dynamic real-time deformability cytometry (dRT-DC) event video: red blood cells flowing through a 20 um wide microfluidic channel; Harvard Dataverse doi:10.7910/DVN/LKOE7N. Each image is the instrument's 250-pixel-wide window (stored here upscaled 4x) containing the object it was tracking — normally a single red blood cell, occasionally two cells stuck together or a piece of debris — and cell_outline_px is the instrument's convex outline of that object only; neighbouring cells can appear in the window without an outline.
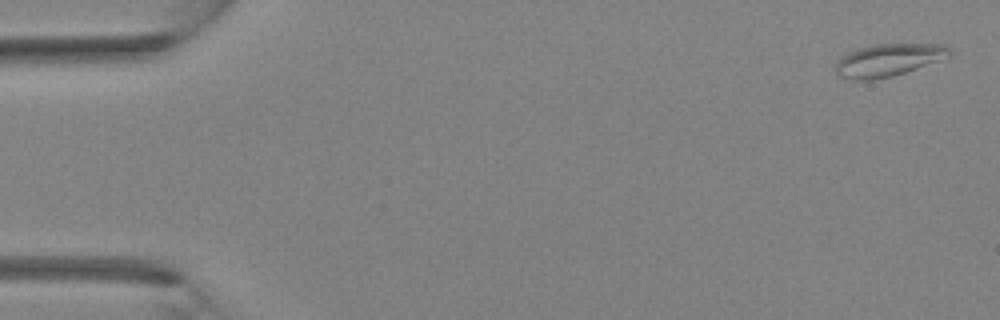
{"species": "Egyptian fruit bat (a non-hibernating species)", "species_latin": "Rousettus aegyptiacus", "temperature_condition": "room temperature", "stored_images_in_passage": 4, "camera_frame_rate_fps": 3000, "um_per_image_px": 0.085, "animal": {"sex": "female"}, "frame": {"image": 1, "passage_image": 1, "time_ms": 0.0, "image_size_px": [1000, 320], "cell_outline_px": [[952, 56], [892, 76], [872, 80], [856, 80], [836, 76], [836, 60], [840, 56], [848, 52], [860, 48], [876, 44], [944, 44], [952, 52]], "centroid_in_image_um": [75.48, 5.1], "position_along_channel_um": 9.5, "area_um2": 21.56}}